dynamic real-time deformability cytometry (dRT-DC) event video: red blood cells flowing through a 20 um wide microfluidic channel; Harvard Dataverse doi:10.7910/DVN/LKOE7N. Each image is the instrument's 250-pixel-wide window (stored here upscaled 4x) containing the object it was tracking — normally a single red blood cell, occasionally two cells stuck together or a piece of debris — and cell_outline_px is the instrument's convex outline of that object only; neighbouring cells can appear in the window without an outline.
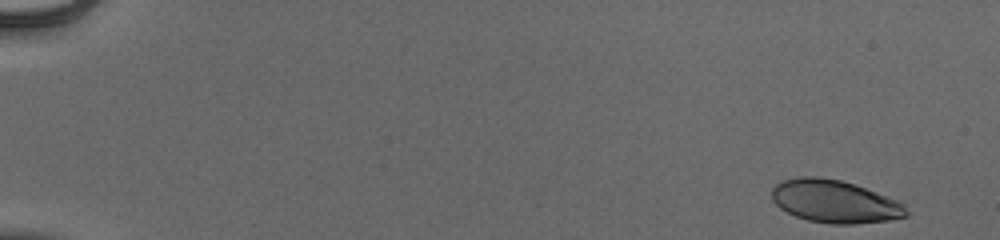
{"species": "human", "species_latin": "Homo sapiens", "temperature_condition": "cold", "stored_images_in_passage": 53, "camera_frame_rate_fps": 3000, "um_per_image_px": 0.085, "donor": {"sex": "male"}, "frame": {"image": 1, "passage_image": 2, "time_ms": 0.333, "image_size_px": [1000, 240], "cell_outline_px": [[908, 216], [888, 220], [856, 224], [832, 224], [808, 220], [796, 216], [780, 208], [772, 200], [772, 188], [780, 180], [800, 176], [816, 176], [840, 180], [888, 196], [904, 204], [908, 212]], "centroid_in_image_um": [70.93, 17.12], "position_along_channel_um": 14.1, "area_um2": 33.47}}
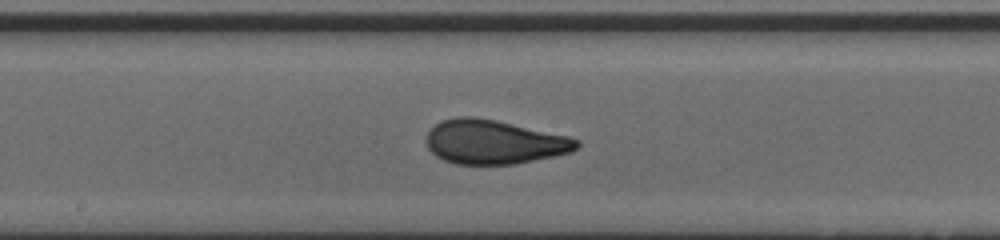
{"frame": {"image": 2, "passage_image": 30, "time_ms": 9.667, "image_size_px": [1000, 240], "cell_outline_px": [[580, 144], [572, 152], [556, 156], [516, 164], [456, 164], [444, 160], [436, 156], [428, 148], [428, 132], [436, 124], [444, 120], [456, 116], [472, 116], [496, 120], [568, 136], [580, 140]], "centroid_in_image_um": [42.02, 12.07], "position_along_channel_um": 206.2, "area_um2": 38.55}}
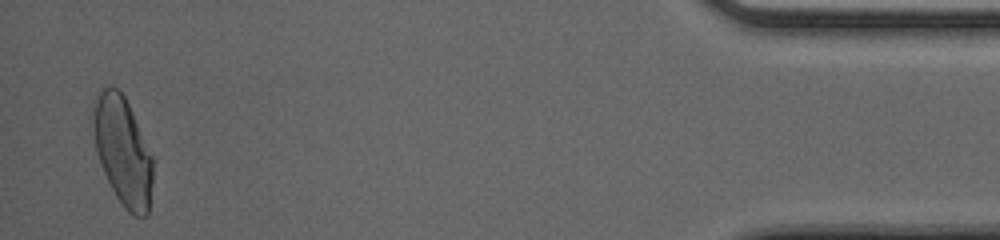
{"frame": {"image": 3, "passage_image": 52, "time_ms": 17.0, "image_size_px": [1000, 240], "cell_outline_px": [[152, 180], [148, 216], [136, 216], [128, 212], [124, 208], [116, 196], [104, 172], [96, 148], [88, 116], [96, 92], [104, 84], [116, 88], [124, 96], [128, 104], [152, 156]], "centroid_in_image_um": [10.36, 12.75], "position_along_channel_um": 424.8, "area_um2": 38.09}, "authors_computed_cell_mechanics": {"area_um2": 36.992, "velocity_mm_per_s": 3.9477, "shape_relaxation_time_tau1_ms": 5.3425, "shape_relaxation_time_tau2_ms": 0.7251, "deformation_change_tau1": 0.1832, "deformation_change_tau2": 0.058}}